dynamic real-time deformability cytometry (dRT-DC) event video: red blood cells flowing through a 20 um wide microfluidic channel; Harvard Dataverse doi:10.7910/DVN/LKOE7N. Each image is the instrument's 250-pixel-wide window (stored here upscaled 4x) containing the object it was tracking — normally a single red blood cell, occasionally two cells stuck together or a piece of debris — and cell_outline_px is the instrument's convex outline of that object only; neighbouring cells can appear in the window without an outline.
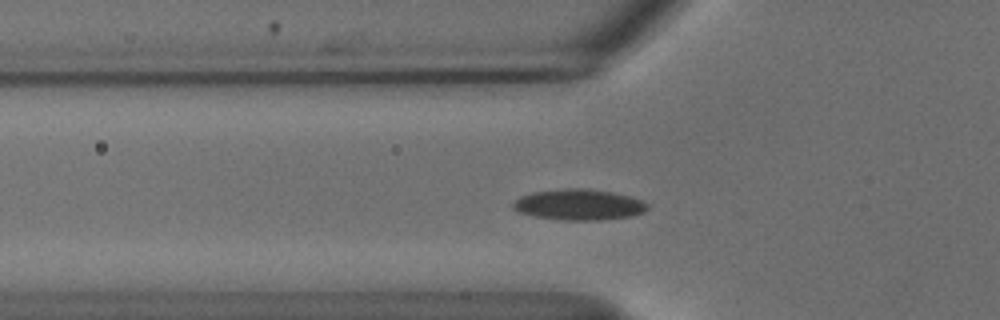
{"species": "common noctule bat (a hibernating species)", "species_latin": "Nyctalus noctula", "temperature_condition": "cold", "stored_images_in_passage": 45, "camera_frame_rate_fps": 3000, "um_per_image_px": 0.085, "animal": {"sex": "male", "body_mass_g": 18.8}, "frame": {"image": 1, "passage_image": 13, "time_ms": 4.0, "image_size_px": [1000, 320], "cell_outline_px": [[648, 208], [644, 212], [632, 216], [600, 220], [560, 220], [536, 216], [520, 212], [512, 208], [512, 204], [520, 196], [532, 192], [564, 188], [584, 188], [612, 192], [628, 196], [640, 200], [648, 204]], "centroid_in_image_um": [49.2, 17.39], "position_along_channel_um": 76.6, "area_um2": 24.1}}
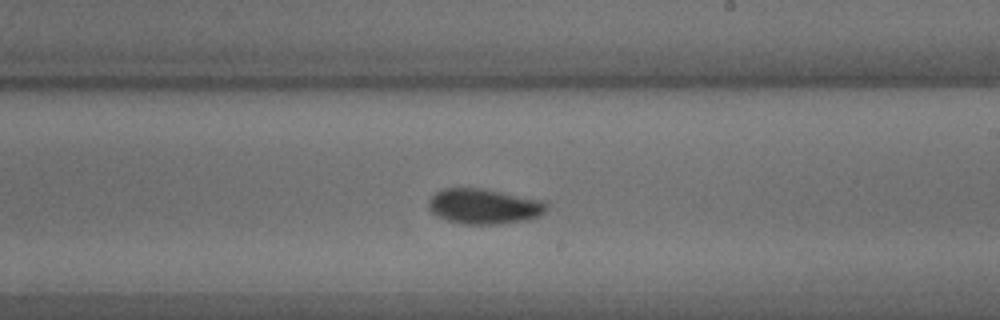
{"frame": {"image": 2, "passage_image": 27, "time_ms": 8.667, "image_size_px": [1000, 320], "cell_outline_px": [[548, 208], [540, 216], [528, 220], [500, 224], [464, 224], [448, 220], [432, 212], [428, 208], [428, 200], [436, 192], [444, 188], [484, 188], [548, 200]], "centroid_in_image_um": [41.22, 17.52], "position_along_channel_um": 247.8, "area_um2": 24.68}}
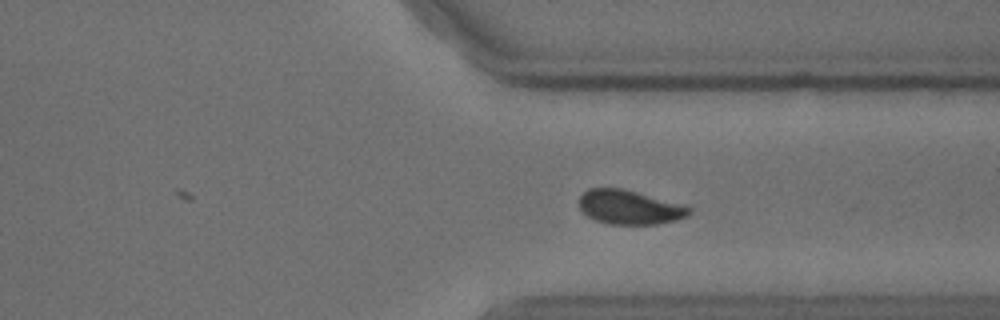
{"frame": {"image": 3, "passage_image": 36, "time_ms": 11.667, "image_size_px": [1000, 320], "cell_outline_px": [[692, 212], [688, 216], [676, 220], [656, 224], [612, 224], [596, 220], [588, 216], [580, 208], [580, 196], [588, 188], [620, 188], [684, 204], [692, 208]], "centroid_in_image_um": [53.55, 17.61], "position_along_channel_um": 357.8, "area_um2": 21.79}, "authors_computed_cell_mechanics": {"area_um2": 22.7154, "velocity_mm_per_s": 3.6651, "shape_relaxation_time_tau1_ms": 4.4961, "shape_relaxation_time_tau2_ms": 2.6812, "deformation_change_tau1": 0.0991, "deformation_change_tau2": 0.0519}}